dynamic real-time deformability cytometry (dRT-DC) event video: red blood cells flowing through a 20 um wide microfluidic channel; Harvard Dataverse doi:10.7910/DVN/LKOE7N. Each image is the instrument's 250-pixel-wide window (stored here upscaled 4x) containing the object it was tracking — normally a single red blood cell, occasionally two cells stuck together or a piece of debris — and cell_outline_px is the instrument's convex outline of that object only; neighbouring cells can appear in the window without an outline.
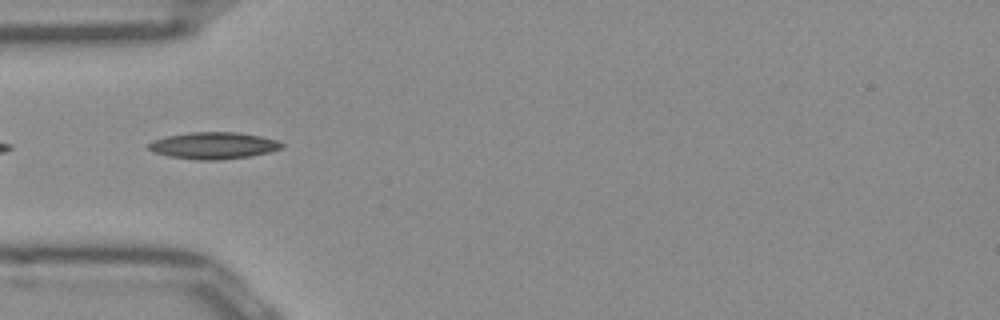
{"species": "Egyptian fruit bat (a non-hibernating species)", "species_latin": "Rousettus aegyptiacus", "temperature_condition": "room temperature", "stored_images_in_passage": 37, "camera_frame_rate_fps": 3000, "um_per_image_px": 0.085, "frame": {"image": 1, "passage_image": 2, "time_ms": 0.333, "image_size_px": [1000, 320], "cell_outline_px": [[284, 148], [268, 152], [248, 156], [216, 160], [200, 160], [168, 156], [152, 152], [148, 148], [148, 144], [164, 136], [192, 132], [236, 132], [260, 136], [276, 140], [284, 144]], "centroid_in_image_um": [18.14, 12.37], "position_along_channel_um": 66.9, "area_um2": 20.63}}
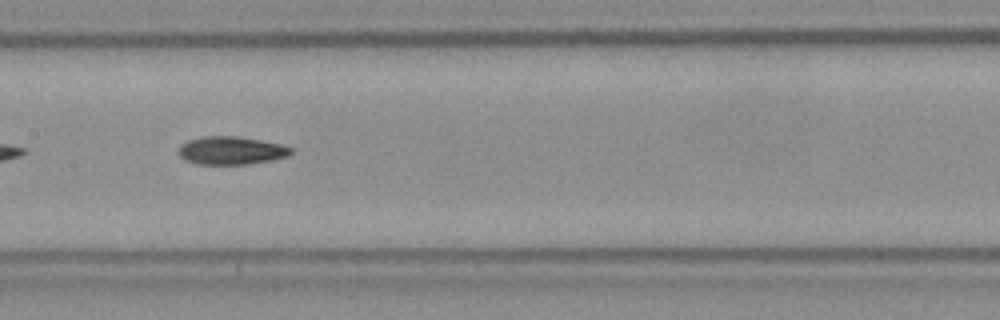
{"frame": {"image": 2, "passage_image": 11, "time_ms": 3.333, "image_size_px": [1000, 320], "cell_outline_px": [[292, 152], [288, 156], [248, 164], [200, 164], [188, 160], [180, 156], [180, 144], [188, 140], [204, 136], [236, 136], [260, 140], [280, 144], [292, 148]], "centroid_in_image_um": [19.65, 12.78], "position_along_channel_um": 187.7, "area_um2": 18.03}}
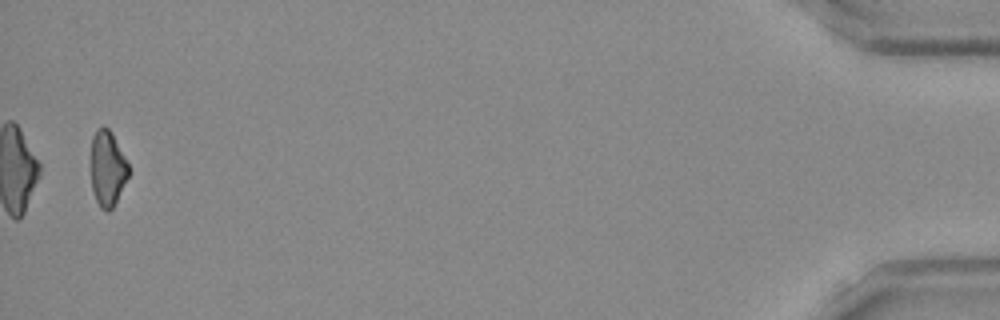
{"frame": {"image": 3, "passage_image": 36, "time_ms": 11.667, "image_size_px": [1000, 320], "cell_outline_px": [[128, 176], [112, 208], [108, 212], [100, 208], [96, 200], [92, 188], [92, 136], [96, 128], [108, 128], [112, 132], [128, 164]], "centroid_in_image_um": [9.13, 14.31], "position_along_channel_um": 426.1, "area_um2": 16.13}, "authors_computed_cell_mechanics": {"area_um2": 18.0336, "velocity_mm_per_s": 3.9973, "shape_relaxation_time_tau1_ms": 5.3793, "shape_relaxation_time_tau2_ms": null, "deformation_change_tau1": 0.1692, "deformation_change_tau2": null}}